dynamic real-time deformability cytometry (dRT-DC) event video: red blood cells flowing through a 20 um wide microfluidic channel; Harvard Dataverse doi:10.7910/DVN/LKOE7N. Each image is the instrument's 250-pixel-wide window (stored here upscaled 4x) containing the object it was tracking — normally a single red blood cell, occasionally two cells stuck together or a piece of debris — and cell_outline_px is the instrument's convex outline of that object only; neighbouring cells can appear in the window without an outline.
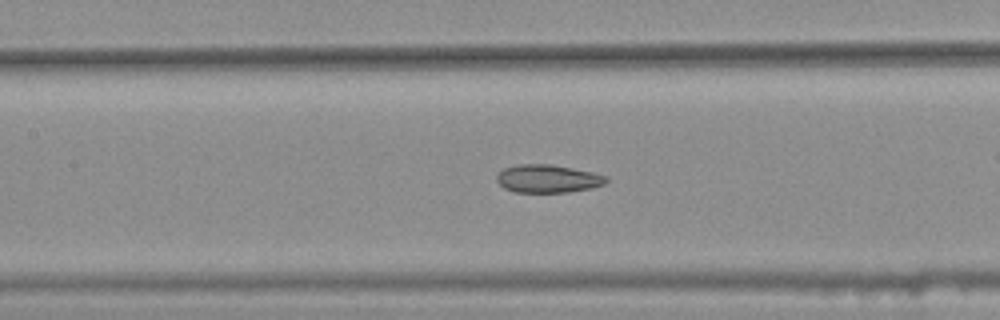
{"species": "common noctule bat (a hibernating species)", "species_latin": "Nyctalus noctula", "temperature_condition": "warm", "stored_images_in_passage": 36, "camera_frame_rate_fps": 3000, "um_per_image_px": 0.085, "animal": {"sex": "female", "body_mass_g": 25.1}, "frame": {"image": 1, "passage_image": 14, "time_ms": 4.333, "image_size_px": [1000, 320], "cell_outline_px": [[608, 180], [604, 184], [592, 188], [568, 192], [516, 192], [504, 188], [496, 180], [496, 176], [504, 168], [516, 164], [552, 164], [592, 172], [608, 176]], "centroid_in_image_um": [46.57, 15.18], "position_along_channel_um": 160.8, "area_um2": 17.92}}
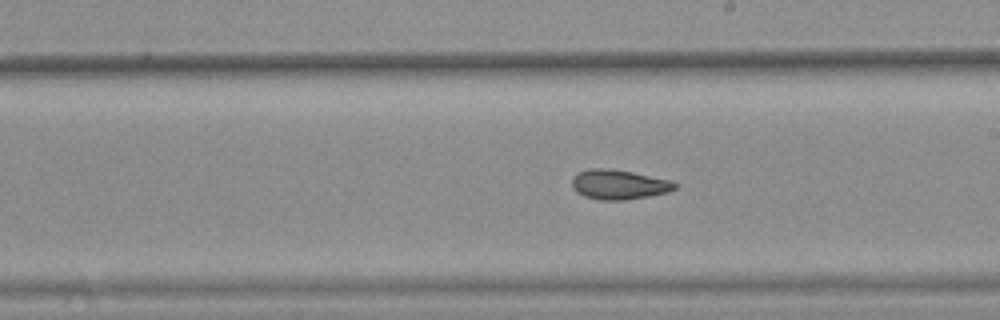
{"frame": {"image": 2, "passage_image": 20, "time_ms": 6.333, "image_size_px": [1000, 320], "cell_outline_px": [[676, 188], [668, 192], [648, 196], [624, 200], [600, 200], [584, 196], [576, 192], [572, 188], [572, 176], [576, 172], [588, 168], [608, 168], [632, 172], [672, 180], [676, 184]], "centroid_in_image_um": [52.56, 15.67], "position_along_channel_um": 236.4, "area_um2": 17.98}}
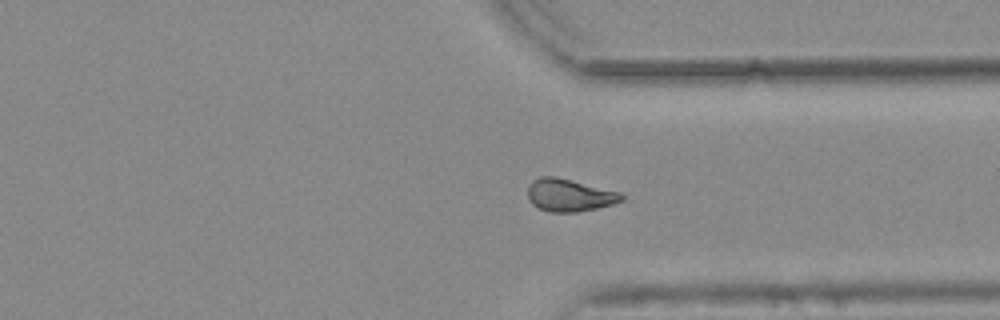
{"frame": {"image": 3, "passage_image": 30, "time_ms": 9.667, "image_size_px": [1000, 320], "cell_outline_px": [[624, 200], [612, 204], [596, 208], [576, 212], [548, 212], [532, 204], [528, 200], [528, 184], [532, 180], [540, 176], [556, 176], [620, 192], [624, 196]], "centroid_in_image_um": [48.37, 16.58], "position_along_channel_um": 363.0, "area_um2": 17.86}, "authors_computed_cell_mechanics": {"area_um2": 17.7735, "velocity_mm_per_s": 3.7904, "shape_relaxation_time_tau1_ms": null, "shape_relaxation_time_tau2_ms": 2.4689, "deformation_change_tau1": null, "deformation_change_tau2": 0.0812}}